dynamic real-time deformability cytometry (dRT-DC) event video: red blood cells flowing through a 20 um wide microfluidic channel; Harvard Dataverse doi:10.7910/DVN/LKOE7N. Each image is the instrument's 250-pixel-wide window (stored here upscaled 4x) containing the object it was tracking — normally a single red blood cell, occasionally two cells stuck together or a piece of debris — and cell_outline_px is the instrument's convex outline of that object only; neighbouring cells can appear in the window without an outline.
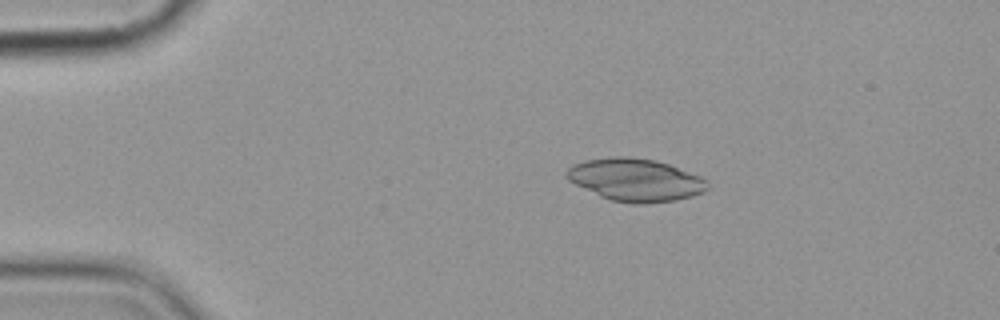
{"species": "common noctule bat (a hibernating species)", "species_latin": "Nyctalus noctula", "temperature_condition": "cold", "stored_images_in_passage": 6, "camera_frame_rate_fps": 3000, "um_per_image_px": 0.085, "animal": {"sex": "female", "body_mass_g": 19.9}, "frame": {"image": 1, "passage_image": 3, "time_ms": 2.333, "image_size_px": [1000, 320], "cell_outline_px": [[708, 188], [704, 192], [692, 196], [676, 200], [644, 204], [632, 204], [608, 200], [568, 180], [564, 176], [564, 172], [572, 164], [584, 160], [612, 156], [628, 156], [656, 160], [668, 164], [700, 176], [708, 180]], "centroid_in_image_um": [53.99, 15.29], "position_along_channel_um": 31.0, "area_um2": 35.32}}